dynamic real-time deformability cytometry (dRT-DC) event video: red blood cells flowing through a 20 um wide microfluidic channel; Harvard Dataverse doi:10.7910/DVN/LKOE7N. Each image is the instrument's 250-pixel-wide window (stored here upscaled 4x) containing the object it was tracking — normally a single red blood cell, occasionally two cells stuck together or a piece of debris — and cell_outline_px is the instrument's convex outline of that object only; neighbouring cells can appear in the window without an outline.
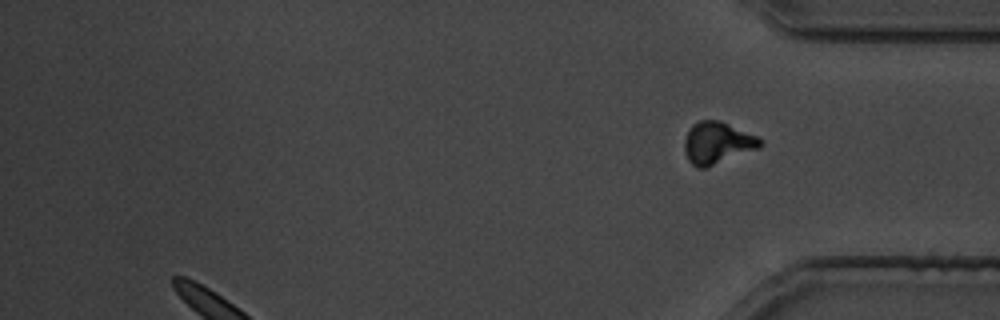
{"species": "common noctule bat (a hibernating species)", "species_latin": "Nyctalus noctula", "temperature_condition": "cold", "stored_images_in_passage": 26, "camera_frame_rate_fps": 3000, "um_per_image_px": 0.085, "animal": {"sex": "male", "body_mass_g": 19.5, "forearm_length_mm": 54.6}, "frame": {"image": 1, "passage_image": 26, "time_ms": 45.0, "image_size_px": [1000, 320], "cell_outline_px": [[764, 144], [760, 148], [704, 168], [696, 168], [688, 160], [684, 152], [684, 140], [688, 128], [692, 124], [700, 120], [720, 120], [756, 136]], "centroid_in_image_um": [60.93, 12.14], "position_along_channel_um": 374.3, "area_um2": 18.55}}